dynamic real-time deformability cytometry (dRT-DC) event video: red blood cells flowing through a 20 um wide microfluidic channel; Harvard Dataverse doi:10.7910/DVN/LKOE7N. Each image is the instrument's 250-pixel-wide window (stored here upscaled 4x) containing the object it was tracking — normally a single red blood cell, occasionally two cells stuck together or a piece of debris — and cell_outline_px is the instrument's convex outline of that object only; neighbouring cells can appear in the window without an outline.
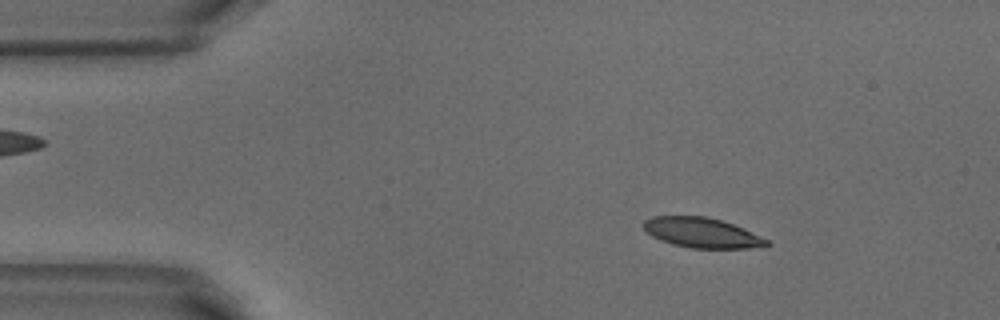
{"species": "common noctule bat (a hibernating species)", "species_latin": "Nyctalus noctula", "temperature_condition": "warm", "stored_images_in_passage": 51, "camera_frame_rate_fps": 3000, "um_per_image_px": 0.085, "animal": {"sex": "male", "body_mass_g": 18.8}, "frame": {"image": 1, "passage_image": 7, "time_ms": 2.0, "image_size_px": [1000, 320], "cell_outline_px": [[772, 244], [768, 248], [692, 248], [672, 244], [660, 240], [652, 236], [640, 224], [644, 220], [652, 216], [708, 216], [732, 224], [768, 240]], "centroid_in_image_um": [59.66, 19.79], "position_along_channel_um": 25.3, "area_um2": 21.62}}
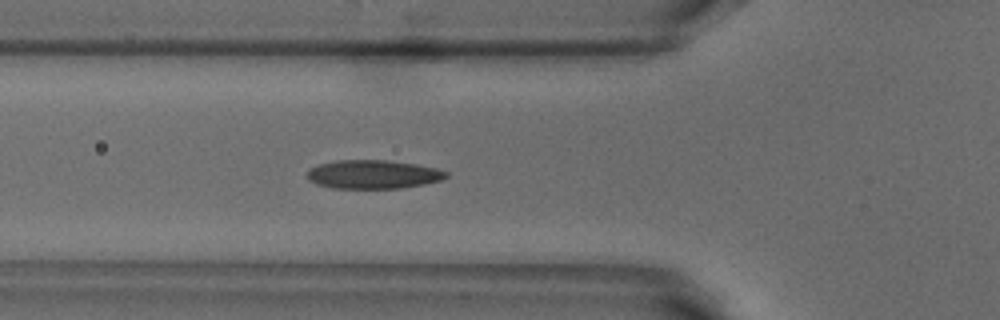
{"frame": {"image": 2, "passage_image": 17, "time_ms": 5.333, "image_size_px": [1000, 320], "cell_outline_px": [[448, 176], [440, 180], [424, 184], [400, 188], [332, 188], [316, 184], [308, 180], [308, 172], [312, 168], [320, 164], [336, 160], [384, 160], [416, 164], [436, 168], [448, 172]], "centroid_in_image_um": [31.72, 14.82], "position_along_channel_um": 94.1, "area_um2": 23.06}}
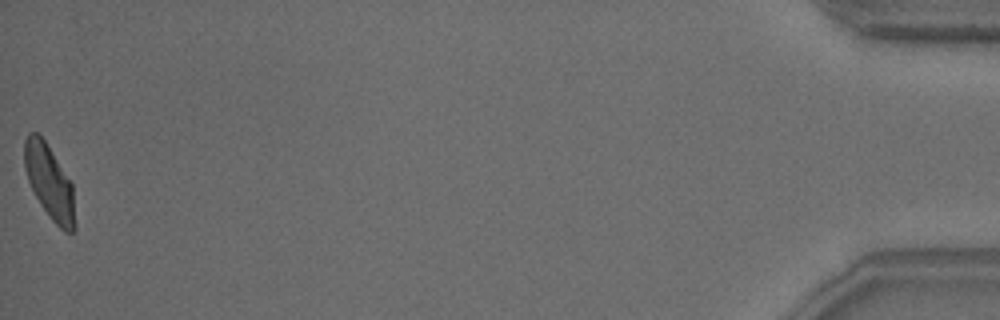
{"frame": {"image": 3, "passage_image": 51, "time_ms": 16.667, "image_size_px": [1000, 320], "cell_outline_px": [[76, 228], [72, 232], [64, 232], [52, 220], [40, 204], [28, 180], [24, 168], [24, 140], [28, 132], [36, 132], [44, 140], [72, 184], [76, 224]], "centroid_in_image_um": [4.2, 15.5], "position_along_channel_um": 431.0, "area_um2": 21.62}, "authors_computed_cell_mechanics": {"area_um2": 22.7732, "velocity_mm_per_s": 3.8581, "shape_relaxation_time_tau1_ms": 4.6066, "shape_relaxation_time_tau2_ms": 1.3696, "deformation_change_tau1": 0.1543, "deformation_change_tau2": 0.0643}}